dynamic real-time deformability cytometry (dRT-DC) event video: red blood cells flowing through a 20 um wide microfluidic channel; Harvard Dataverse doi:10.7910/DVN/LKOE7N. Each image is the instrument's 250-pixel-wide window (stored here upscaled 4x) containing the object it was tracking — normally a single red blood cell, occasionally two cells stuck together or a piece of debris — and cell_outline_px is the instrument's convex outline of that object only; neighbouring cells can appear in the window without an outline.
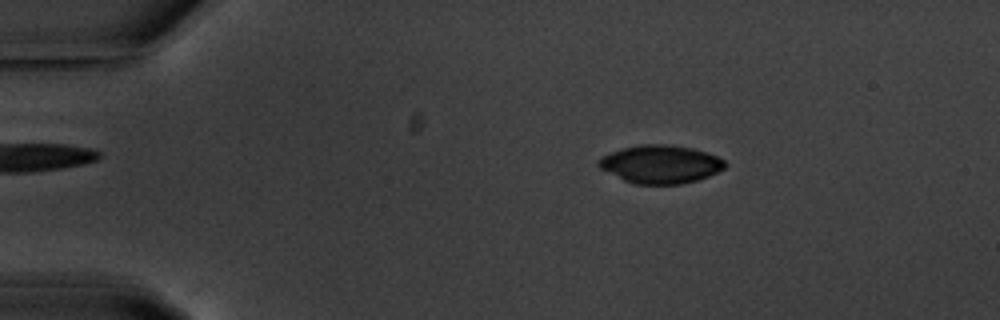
{"species": "common noctule bat (a hibernating species)", "species_latin": "Nyctalus noctula", "temperature_condition": "warm", "stored_images_in_passage": 56, "camera_frame_rate_fps": 3000, "um_per_image_px": 0.085, "animal": {"sex": "male", "body_mass_g": 20.1, "forearm_length_mm": 53.5}, "frame": {"image": 1, "passage_image": 10, "time_ms": 3.0, "image_size_px": [1000, 320], "cell_outline_px": [[728, 164], [724, 168], [708, 176], [696, 180], [680, 184], [636, 184], [624, 180], [600, 168], [596, 164], [596, 160], [600, 156], [624, 148], [644, 144], [664, 144], [692, 148], [716, 156], [724, 160]], "centroid_in_image_um": [56.12, 13.96], "position_along_channel_um": 28.9, "area_um2": 27.86}}
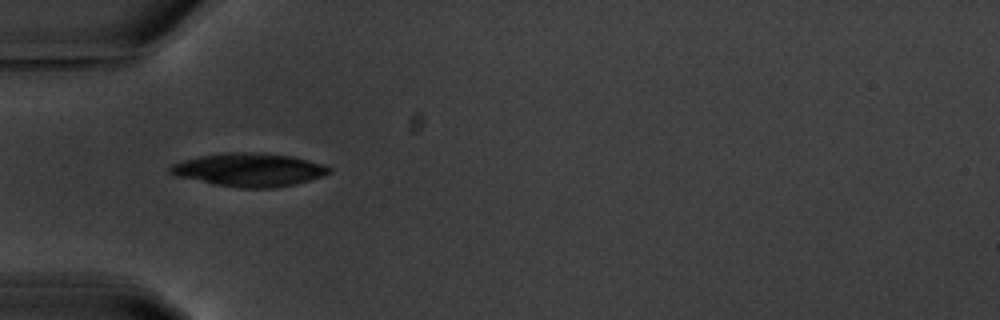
{"frame": {"image": 2, "passage_image": 18, "time_ms": 5.667, "image_size_px": [1000, 320], "cell_outline_px": [[332, 172], [324, 176], [296, 184], [276, 188], [240, 188], [216, 184], [176, 176], [168, 172], [168, 168], [172, 164], [184, 160], [200, 156], [228, 152], [252, 152], [292, 156], [324, 164], [332, 168]], "centroid_in_image_um": [21.22, 14.43], "position_along_channel_um": 63.8, "area_um2": 30.87}}
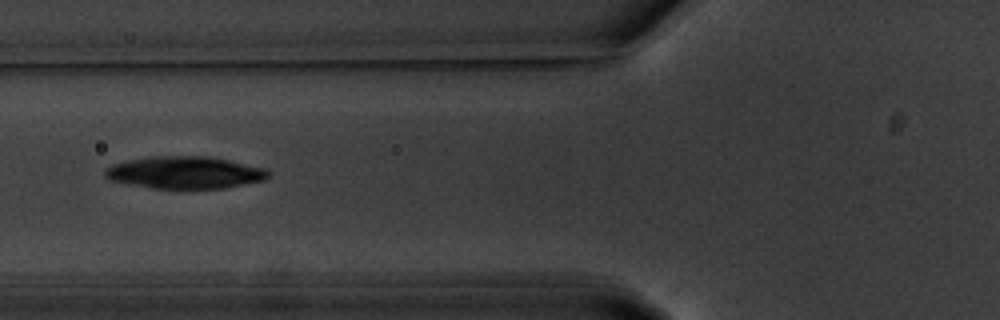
{"frame": {"image": 3, "passage_image": 22, "time_ms": 7.0, "image_size_px": [1000, 320], "cell_outline_px": [[272, 172], [264, 180], [224, 188], [152, 188], [128, 184], [112, 180], [104, 176], [104, 168], [112, 164], [128, 160], [152, 156], [208, 156], [228, 160], [264, 168]], "centroid_in_image_um": [15.69, 14.66], "position_along_channel_um": 110.1, "area_um2": 30.58}, "authors_computed_cell_mechanics": {"area_um2": 29.6803, "velocity_mm_per_s": 3.5976, "shape_relaxation_time_tau1_ms": 3.3465, "shape_relaxation_time_tau2_ms": null, "deformation_change_tau1": 0.1071, "deformation_change_tau2": null}}